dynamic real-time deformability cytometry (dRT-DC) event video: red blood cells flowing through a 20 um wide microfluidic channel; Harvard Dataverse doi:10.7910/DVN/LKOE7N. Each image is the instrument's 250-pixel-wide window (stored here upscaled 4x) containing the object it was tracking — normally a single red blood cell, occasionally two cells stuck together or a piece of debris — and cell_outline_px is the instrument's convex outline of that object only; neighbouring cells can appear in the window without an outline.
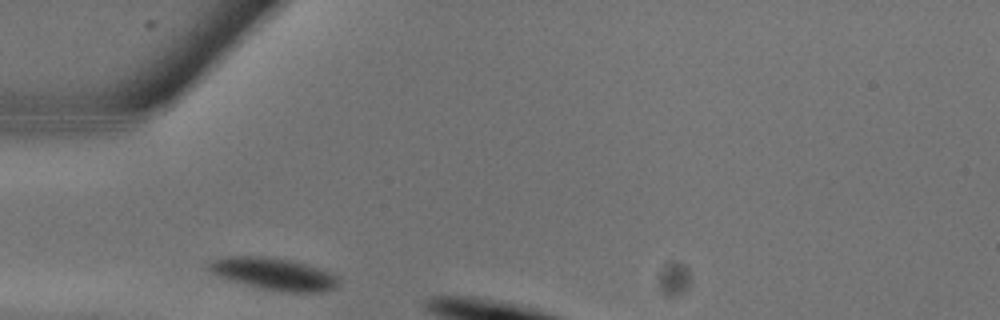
{"species": "common noctule bat (a hibernating species)", "species_latin": "Nyctalus noctula", "temperature_condition": "warm", "stored_images_in_passage": 3, "camera_frame_rate_fps": 3000, "um_per_image_px": 0.085, "animal": {"sex": "male", "body_mass_g": 13.3}, "frame": {"image": 1, "passage_image": 1, "time_ms": 0.0, "image_size_px": [1000, 320], "cell_outline_px": [[340, 284], [336, 288], [324, 292], [284, 292], [264, 288], [216, 276], [208, 268], [208, 264], [212, 260], [224, 256], [272, 256], [292, 260], [308, 264], [332, 272], [340, 280]], "centroid_in_image_um": [23.34, 23.26], "position_along_channel_um": 61.7, "area_um2": 24.51}}